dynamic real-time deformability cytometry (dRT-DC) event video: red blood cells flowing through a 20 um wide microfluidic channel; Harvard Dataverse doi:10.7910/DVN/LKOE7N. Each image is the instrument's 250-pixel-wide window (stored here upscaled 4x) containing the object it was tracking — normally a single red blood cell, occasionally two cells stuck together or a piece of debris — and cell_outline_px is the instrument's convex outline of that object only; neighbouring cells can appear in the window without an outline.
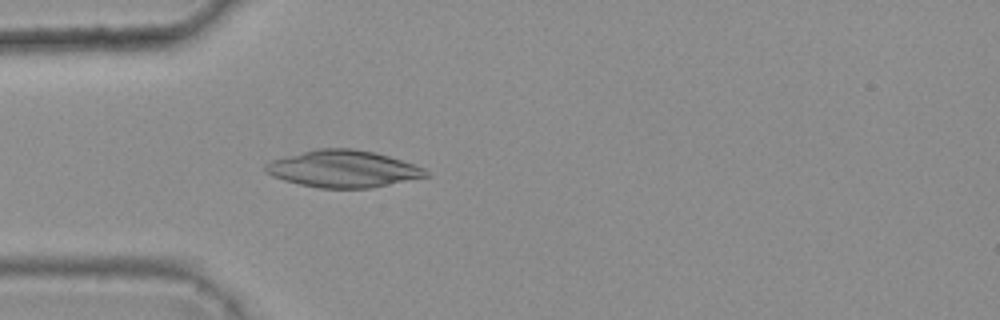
{"species": "common noctule bat (a hibernating species)", "species_latin": "Nyctalus noctula", "temperature_condition": "warm", "stored_images_in_passage": 4, "camera_frame_rate_fps": 3000, "um_per_image_px": 0.085, "animal": {"sex": "female", "body_mass_g": 25.1}, "frame": {"image": 1, "passage_image": 4, "time_ms": 1.0, "image_size_px": [1000, 320], "cell_outline_px": [[432, 176], [372, 188], [320, 188], [300, 184], [284, 180], [272, 176], [264, 172], [264, 164], [272, 160], [316, 148], [352, 148], [376, 152], [424, 168]], "centroid_in_image_um": [29.18, 14.36], "position_along_channel_um": 55.8, "area_um2": 34.68}}